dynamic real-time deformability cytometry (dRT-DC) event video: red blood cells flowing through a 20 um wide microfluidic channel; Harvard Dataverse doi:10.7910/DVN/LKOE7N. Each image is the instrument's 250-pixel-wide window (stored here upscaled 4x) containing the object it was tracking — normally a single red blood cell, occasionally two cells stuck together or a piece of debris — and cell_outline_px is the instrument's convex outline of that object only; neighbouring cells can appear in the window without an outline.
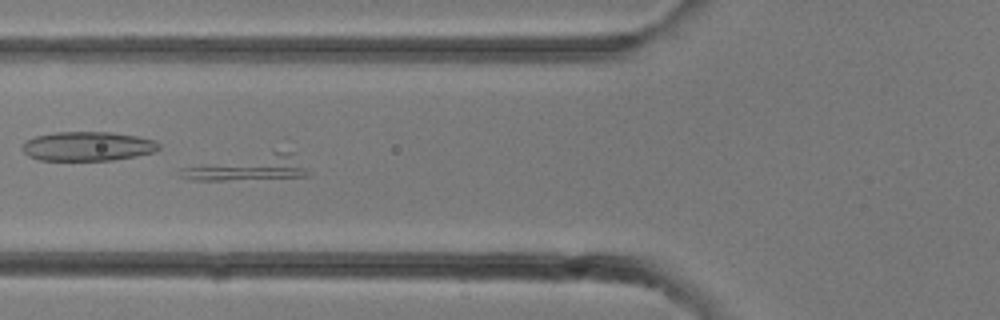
{"species": "common noctule bat (a hibernating species)", "species_latin": "Nyctalus noctula", "temperature_condition": "room temperature", "stored_images_in_passage": 31, "segment_of_instrument_passage": [1, 2], "camera_frame_rate_fps": 3000, "um_per_image_px": 0.085, "animal": {"sex": "female"}, "frame": {"image": 1, "passage_image": 10, "time_ms": 3.0, "image_size_px": [1000, 320], "cell_outline_px": [[308, 176], [224, 180], [192, 180], [180, 176], [180, 168], [272, 148], [284, 148], [292, 152], [308, 172]], "centroid_in_image_um": [21.12, 14.18], "position_along_channel_um": 104.7, "area_um2": 19.83}}
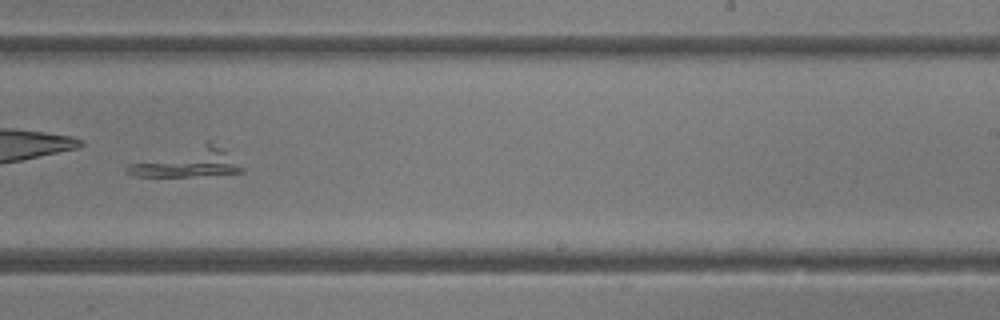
{"frame": {"image": 2, "passage_image": 18, "time_ms": 5.667, "image_size_px": [1000, 320], "cell_outline_px": [[244, 172], [188, 176], [132, 176], [124, 172], [124, 168], [128, 164], [208, 140], [212, 140], [244, 168]], "centroid_in_image_um": [15.91, 13.81], "position_along_channel_um": 273.1, "area_um2": 19.36}}
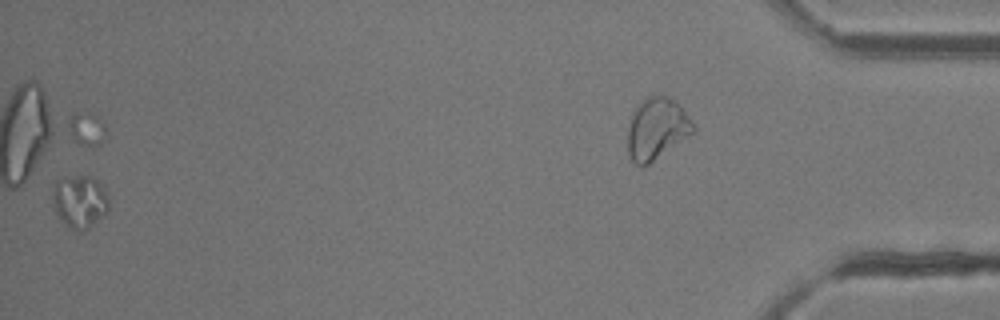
{"frame": {"image": 3, "passage_image": 30, "time_ms": 9.667, "image_size_px": [1000, 320], "cell_outline_px": [[108, 212], [104, 216], [84, 232], [80, 232], [68, 228], [60, 220], [56, 212], [52, 200], [52, 192], [56, 180], [64, 176], [92, 176], [104, 184], [108, 196]], "centroid_in_image_um": [6.79, 17.13], "position_along_channel_um": 428.4, "area_um2": 17.98}}